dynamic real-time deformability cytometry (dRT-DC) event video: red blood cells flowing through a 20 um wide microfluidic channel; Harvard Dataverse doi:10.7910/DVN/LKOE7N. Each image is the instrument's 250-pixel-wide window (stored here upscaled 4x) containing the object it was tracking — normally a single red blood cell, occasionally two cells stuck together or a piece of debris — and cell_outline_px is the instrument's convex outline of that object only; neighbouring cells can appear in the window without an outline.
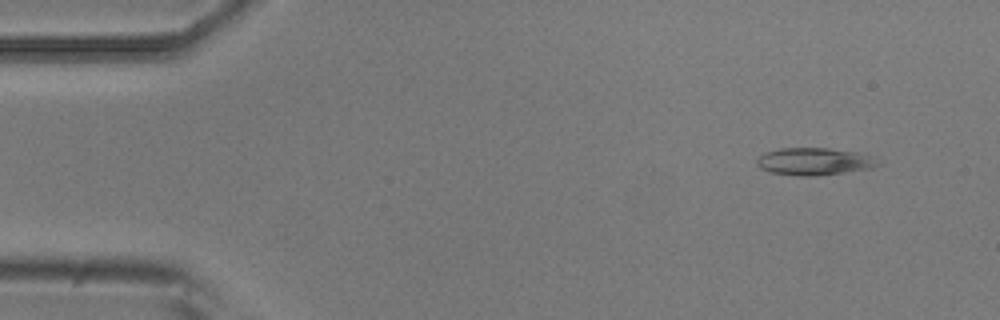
{"species": "common noctule bat (a hibernating species)", "species_latin": "Nyctalus noctula", "temperature_condition": "room temperature", "stored_images_in_passage": 31, "camera_frame_rate_fps": 3000, "um_per_image_px": 0.085, "animal": {"sex": "male", "body_mass_g": 20.5, "forearm_length_mm": 52.5}, "frame": {"image": 1, "passage_image": 5, "time_ms": 1.333, "image_size_px": [1000, 320], "cell_outline_px": [[880, 164], [872, 168], [816, 176], [800, 176], [768, 172], [760, 168], [756, 164], [756, 160], [764, 152], [780, 148], [828, 148], [856, 152], [868, 156]], "centroid_in_image_um": [69.12, 13.73], "position_along_channel_um": 15.9, "area_um2": 19.13}}
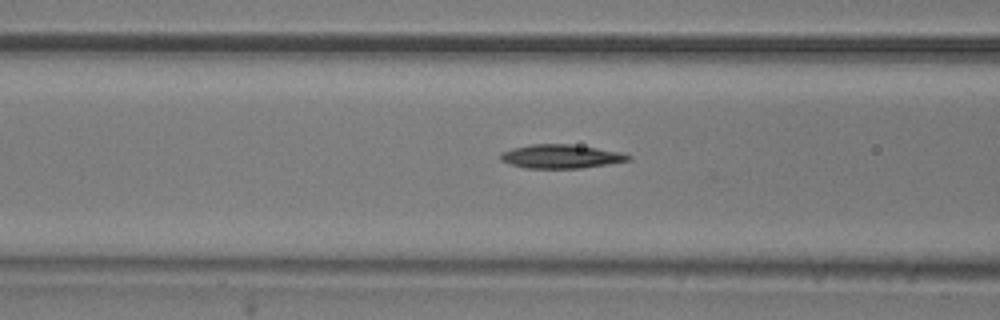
{"frame": {"image": 2, "passage_image": 21, "time_ms": 6.667, "image_size_px": [1000, 320], "cell_outline_px": [[632, 156], [628, 160], [608, 164], [580, 168], [524, 168], [500, 160], [500, 152], [512, 148], [532, 144], [572, 144], [620, 152]], "centroid_in_image_um": [47.64, 13.29], "position_along_channel_um": 119.0, "area_um2": 17.57}}
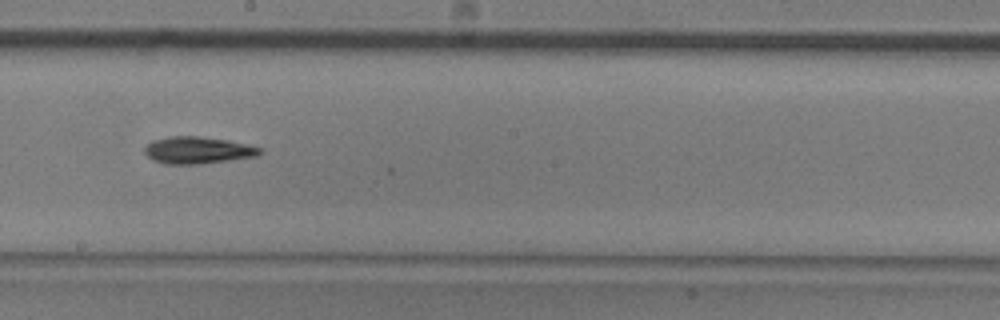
{"frame": {"image": 3, "passage_image": 30, "time_ms": 9.667, "image_size_px": [1000, 320], "cell_outline_px": [[264, 152], [256, 156], [200, 164], [164, 164], [152, 160], [144, 152], [144, 148], [152, 140], [172, 136], [200, 136], [228, 140], [264, 148]], "centroid_in_image_um": [16.82, 12.76], "position_along_channel_um": 231.4, "area_um2": 18.21}}